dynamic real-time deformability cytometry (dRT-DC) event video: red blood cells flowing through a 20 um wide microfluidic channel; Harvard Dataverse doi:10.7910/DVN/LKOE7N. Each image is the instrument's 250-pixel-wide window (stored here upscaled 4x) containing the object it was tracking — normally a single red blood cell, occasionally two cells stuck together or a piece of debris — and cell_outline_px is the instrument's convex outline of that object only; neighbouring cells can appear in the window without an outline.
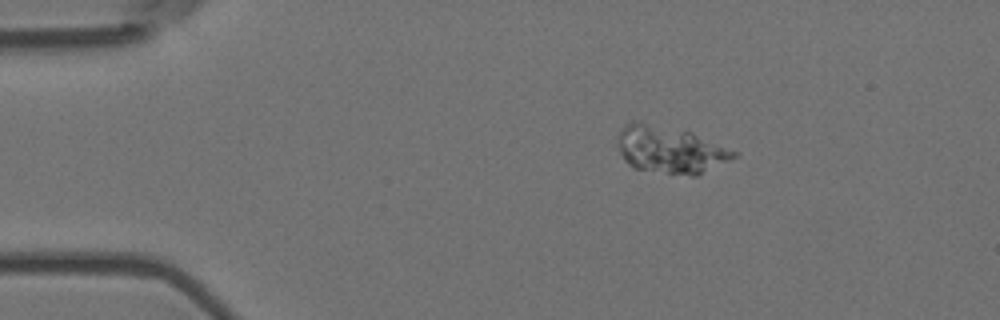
{"species": "Egyptian fruit bat (a non-hibernating species)", "species_latin": "Rousettus aegyptiacus", "temperature_condition": "room temperature", "stored_images_in_passage": 7, "camera_frame_rate_fps": 3000, "um_per_image_px": 0.085, "animal": {"sex": "female"}, "frame": {"image": 1, "passage_image": 1, "time_ms": 0.0, "image_size_px": [1000, 320], "cell_outline_px": [[740, 152], [736, 156], [696, 176], [692, 176], [632, 168], [624, 160], [616, 144], [616, 136], [624, 124], [636, 120], [692, 132]], "centroid_in_image_um": [56.91, 12.7], "position_along_channel_um": 28.1, "area_um2": 32.02}}
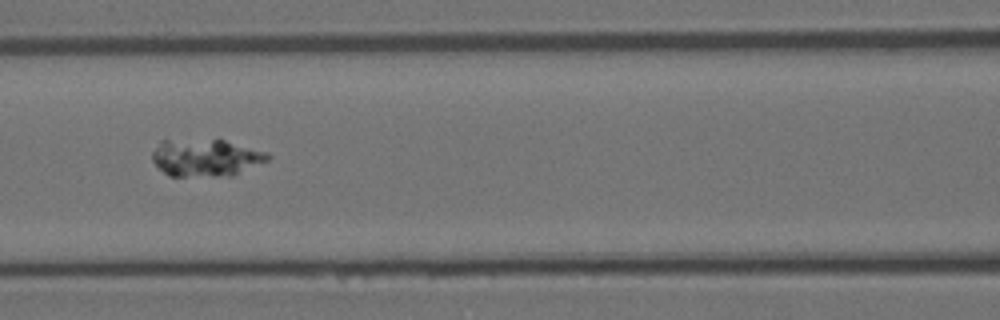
{"frame": {"image": 2, "passage_image": 5, "time_ms": 1.333, "image_size_px": [1000, 320], "cell_outline_px": [[272, 156], [268, 160], [232, 176], [168, 176], [152, 160], [152, 152], [160, 140], [224, 140], [268, 152]], "centroid_in_image_um": [17.5, 13.41], "position_along_channel_um": 149.1, "area_um2": 25.03}}
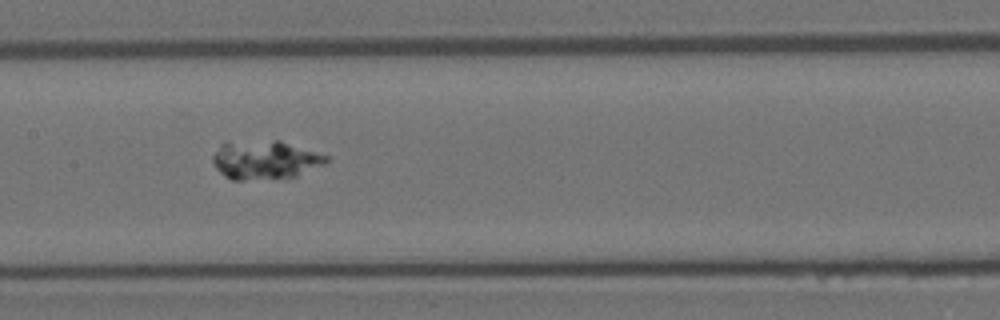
{"frame": {"image": 3, "passage_image": 6, "time_ms": 1.667, "image_size_px": [1000, 320], "cell_outline_px": [[328, 160], [324, 164], [296, 176], [244, 180], [232, 180], [224, 176], [216, 168], [212, 160], [212, 156], [220, 144], [272, 140], [280, 140], [328, 156]], "centroid_in_image_um": [22.52, 13.6], "position_along_channel_um": 184.9, "area_um2": 25.09}}